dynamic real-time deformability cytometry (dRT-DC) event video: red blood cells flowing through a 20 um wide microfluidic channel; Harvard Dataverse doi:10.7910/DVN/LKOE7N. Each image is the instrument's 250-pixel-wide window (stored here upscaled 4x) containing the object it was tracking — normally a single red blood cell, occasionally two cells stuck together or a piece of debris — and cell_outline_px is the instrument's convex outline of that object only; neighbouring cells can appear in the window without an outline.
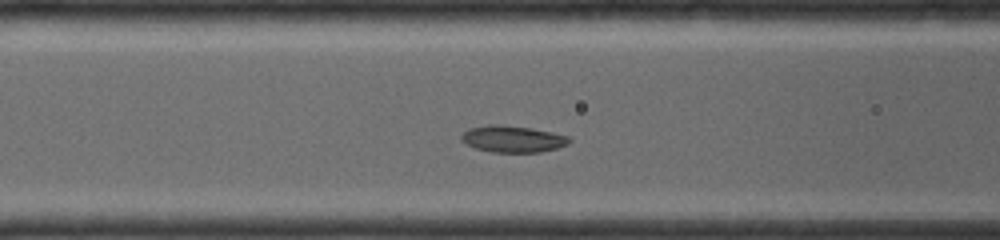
{"species": "common noctule bat (a hibernating species)", "species_latin": "Nyctalus noctula", "temperature_condition": "room temperature", "stored_images_in_passage": 34, "camera_frame_rate_fps": 4000, "um_per_image_px": 0.085, "animal": {"sex": "female", "body_mass_g": 19.0, "forearm_length_mm": 56.7}, "frame": {"image": 1, "passage_image": 11, "time_ms": 3.25, "image_size_px": [1000, 240], "cell_outline_px": [[572, 140], [568, 144], [556, 148], [540, 152], [492, 152], [476, 148], [460, 140], [460, 136], [468, 128], [488, 124], [500, 124], [528, 128], [552, 132], [568, 136]], "centroid_in_image_um": [43.56, 11.8], "position_along_channel_um": 123.0, "area_um2": 16.7}}
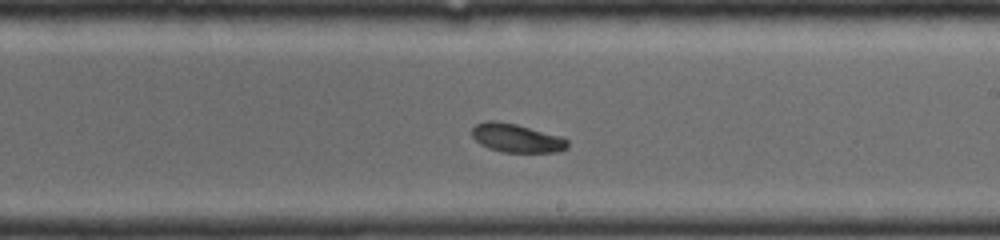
{"frame": {"image": 2, "passage_image": 20, "time_ms": 6.0, "image_size_px": [1000, 240], "cell_outline_px": [[568, 148], [560, 152], [504, 152], [488, 148], [480, 144], [472, 136], [472, 128], [476, 124], [488, 120], [496, 120], [516, 124], [564, 136], [568, 140]], "centroid_in_image_um": [43.95, 11.73], "position_along_channel_um": 245.0, "area_um2": 16.18}}
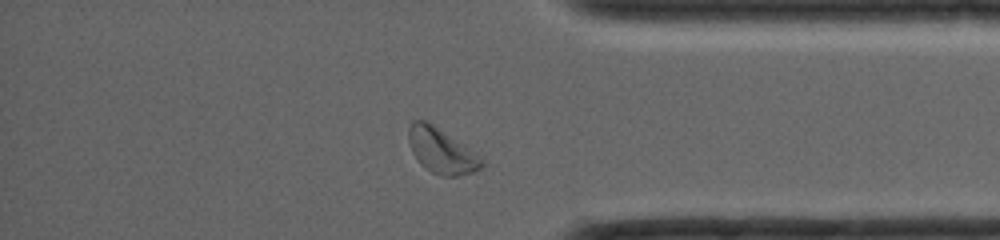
{"frame": {"image": 3, "passage_image": 31, "time_ms": 9.5, "image_size_px": [1000, 240], "cell_outline_px": [[484, 168], [472, 172], [456, 176], [440, 176], [424, 168], [420, 164], [412, 152], [408, 140], [408, 128], [412, 120], [428, 120], [480, 156], [484, 160]], "centroid_in_image_um": [37.51, 12.81], "position_along_channel_um": 397.7, "area_um2": 19.36}}